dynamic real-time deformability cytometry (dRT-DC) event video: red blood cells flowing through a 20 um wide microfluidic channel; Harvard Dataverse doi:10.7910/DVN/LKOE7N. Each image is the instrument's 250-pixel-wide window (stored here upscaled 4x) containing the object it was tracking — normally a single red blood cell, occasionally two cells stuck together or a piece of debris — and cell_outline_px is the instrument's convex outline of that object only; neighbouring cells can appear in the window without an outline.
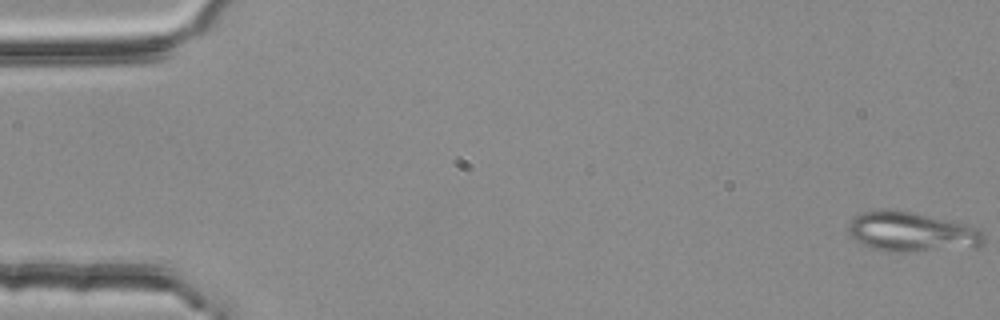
{"species": "common noctule bat (a hibernating species)", "species_latin": "Nyctalus noctula", "temperature_condition": "room temperature", "stored_images_in_passage": 54, "segment_of_instrument_passage": [1, 2], "camera_frame_rate_fps": 3000, "um_per_image_px": 0.085, "animal": {"sex": "female", "body_mass_g": 25.1}, "frame": {"image": 1, "passage_image": 1, "time_ms": 0.0, "image_size_px": [1000, 320], "cell_outline_px": [[984, 244], [976, 248], [916, 252], [892, 252], [876, 248], [864, 244], [856, 240], [848, 232], [848, 224], [852, 216], [876, 208], [896, 208], [964, 224], [976, 228], [984, 232]], "centroid_in_image_um": [77.5, 19.7], "position_along_channel_um": 7.5, "area_um2": 31.96}}